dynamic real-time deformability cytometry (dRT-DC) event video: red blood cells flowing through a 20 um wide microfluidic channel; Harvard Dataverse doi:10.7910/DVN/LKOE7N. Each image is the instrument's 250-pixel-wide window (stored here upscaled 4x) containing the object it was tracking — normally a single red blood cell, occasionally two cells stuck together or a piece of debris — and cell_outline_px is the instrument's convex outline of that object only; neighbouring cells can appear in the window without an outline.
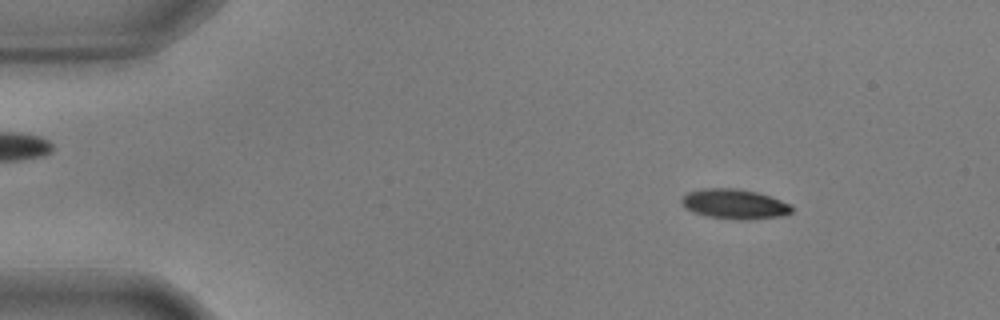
{"species": "common noctule bat (a hibernating species)", "species_latin": "Nyctalus noctula", "temperature_condition": "warm", "stored_images_in_passage": 56, "camera_frame_rate_fps": 3000, "um_per_image_px": 0.085, "animal": {"sex": "male", "body_mass_g": 17.9, "forearm_length_mm": 54.2}, "frame": {"image": 1, "passage_image": 7, "time_ms": 2.0, "image_size_px": [1000, 320], "cell_outline_px": [[792, 212], [780, 216], [744, 220], [740, 220], [708, 216], [692, 212], [684, 208], [680, 200], [688, 192], [704, 188], [736, 188], [760, 192], [772, 196], [792, 204]], "centroid_in_image_um": [62.45, 17.33], "position_along_channel_um": 22.6, "area_um2": 19.36}}
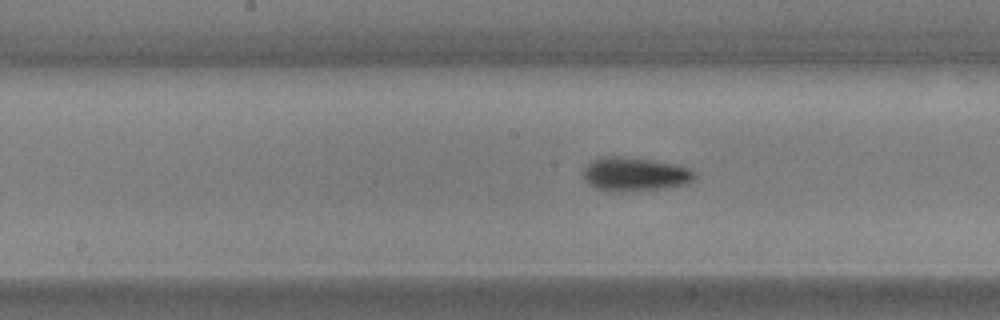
{"frame": {"image": 2, "passage_image": 28, "time_ms": 9.0, "image_size_px": [1000, 320], "cell_outline_px": [[696, 176], [692, 180], [684, 184], [660, 188], [596, 188], [588, 184], [584, 180], [584, 168], [592, 160], [600, 156], [624, 156], [680, 164], [692, 168], [696, 172]], "centroid_in_image_um": [54.01, 14.72], "position_along_channel_um": 194.2, "area_um2": 21.15}}
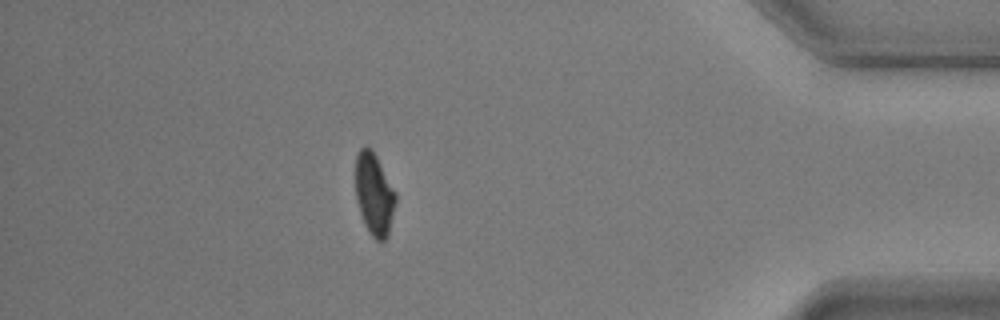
{"frame": {"image": 3, "passage_image": 49, "time_ms": 16.0, "image_size_px": [1000, 320], "cell_outline_px": [[396, 200], [388, 236], [384, 240], [376, 240], [368, 232], [364, 224], [356, 200], [356, 156], [360, 148], [364, 144], [368, 144], [372, 148], [396, 192]], "centroid_in_image_um": [31.8, 16.47], "position_along_channel_um": 403.4, "area_um2": 19.36}, "authors_computed_cell_mechanics": {"area_um2": 19.8832, "velocity_mm_per_s": 3.5829, "shape_relaxation_time_tau1_ms": 3.5963, "shape_relaxation_time_tau2_ms": 6.6229, "deformation_change_tau1": 0.1643, "deformation_change_tau2": 0.1022}}